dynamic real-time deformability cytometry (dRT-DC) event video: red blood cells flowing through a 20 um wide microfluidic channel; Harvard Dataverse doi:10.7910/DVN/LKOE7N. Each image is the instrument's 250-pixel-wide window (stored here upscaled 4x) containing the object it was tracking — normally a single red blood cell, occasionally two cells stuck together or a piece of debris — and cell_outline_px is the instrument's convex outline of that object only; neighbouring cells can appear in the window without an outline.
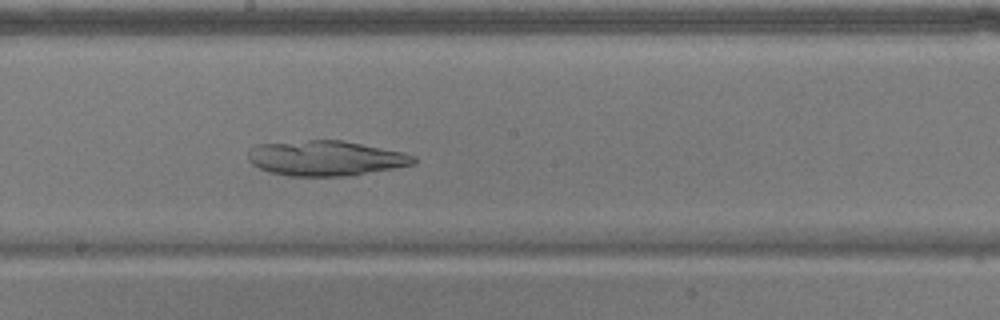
{"species": "common noctule bat (a hibernating species)", "species_latin": "Nyctalus noctula", "temperature_condition": "warm", "stored_images_in_passage": 54, "camera_frame_rate_fps": 3000, "um_per_image_px": 0.085, "animal": {"sex": "male", "body_mass_g": 17.9}, "frame": {"image": 1, "passage_image": 29, "time_ms": 9.333, "image_size_px": [1000, 320], "cell_outline_px": [[416, 164], [348, 176], [288, 176], [272, 172], [260, 168], [252, 164], [248, 160], [248, 148], [256, 144], [308, 140], [340, 140], [404, 152], [416, 156]], "centroid_in_image_um": [27.67, 13.44], "position_along_channel_um": 220.5, "area_um2": 33.93}}